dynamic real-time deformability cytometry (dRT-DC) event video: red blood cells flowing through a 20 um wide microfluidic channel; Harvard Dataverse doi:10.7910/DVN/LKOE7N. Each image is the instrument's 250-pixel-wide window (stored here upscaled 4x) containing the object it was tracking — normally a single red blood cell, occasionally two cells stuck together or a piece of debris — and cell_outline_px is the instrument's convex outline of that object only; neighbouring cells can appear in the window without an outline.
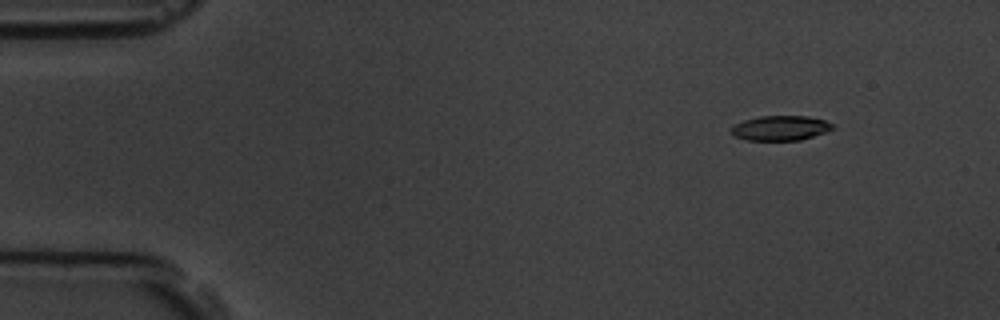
{"species": "common noctule bat (a hibernating species)", "species_latin": "Nyctalus noctula", "temperature_condition": "room temperature", "stored_images_in_passage": 5, "camera_frame_rate_fps": 3000, "um_per_image_px": 0.085, "animal": {"sex": "male", "body_mass_g": 19.5, "forearm_length_mm": 54.6}, "frame": {"image": 1, "passage_image": 2, "time_ms": 1.333, "image_size_px": [1000, 320], "cell_outline_px": [[836, 128], [828, 132], [800, 140], [748, 140], [732, 136], [728, 132], [732, 124], [744, 120], [760, 116], [808, 116], [824, 120], [832, 124]], "centroid_in_image_um": [66.3, 10.89], "position_along_channel_um": 18.7, "area_um2": 14.97}}
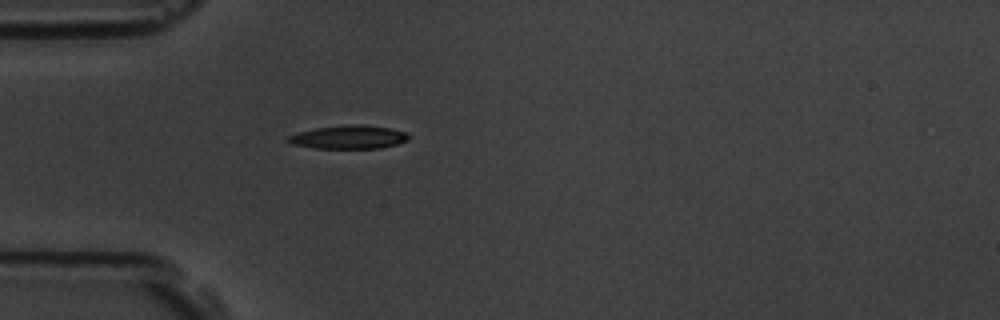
{"frame": {"image": 2, "passage_image": 5, "time_ms": 4.667, "image_size_px": [1000, 320], "cell_outline_px": [[412, 136], [408, 140], [396, 144], [380, 148], [316, 148], [292, 144], [288, 140], [288, 136], [300, 132], [316, 128], [352, 124], [360, 124], [388, 128], [404, 132]], "centroid_in_image_um": [29.68, 11.65], "position_along_channel_um": 55.3, "area_um2": 16.18}}